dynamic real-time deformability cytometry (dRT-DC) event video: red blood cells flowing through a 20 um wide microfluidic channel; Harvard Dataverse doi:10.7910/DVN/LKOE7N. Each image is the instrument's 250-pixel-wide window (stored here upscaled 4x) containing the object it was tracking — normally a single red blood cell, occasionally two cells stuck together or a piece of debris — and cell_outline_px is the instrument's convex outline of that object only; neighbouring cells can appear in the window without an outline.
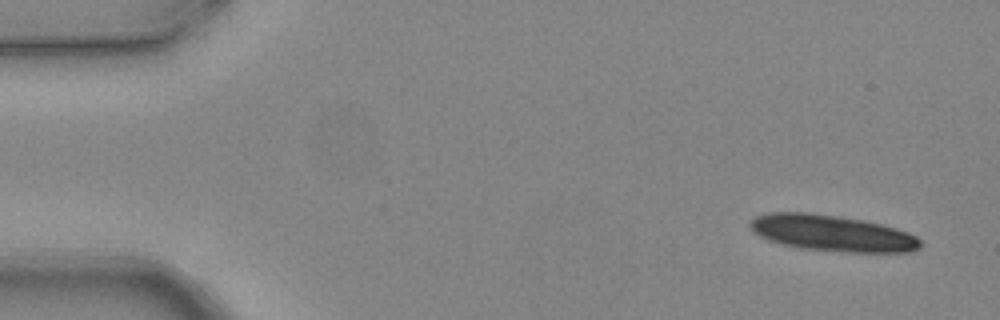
{"species": "common noctule bat (a hibernating species)", "species_latin": "Nyctalus noctula", "temperature_condition": "warm", "stored_images_in_passage": 4, "camera_frame_rate_fps": 3000, "um_per_image_px": 0.085, "animal": {"sex": "female", "body_mass_g": 24.6, "forearm_length_mm": 56.2}, "frame": {"image": 1, "passage_image": 1, "time_ms": 0.0, "image_size_px": [1000, 320], "cell_outline_px": [[920, 248], [908, 252], [848, 252], [800, 248], [768, 240], [760, 236], [748, 224], [756, 216], [768, 212], [808, 212], [864, 220], [896, 228], [908, 232], [916, 236], [920, 240]], "centroid_in_image_um": [70.74, 19.81], "position_along_channel_um": 14.3, "area_um2": 35.66}}